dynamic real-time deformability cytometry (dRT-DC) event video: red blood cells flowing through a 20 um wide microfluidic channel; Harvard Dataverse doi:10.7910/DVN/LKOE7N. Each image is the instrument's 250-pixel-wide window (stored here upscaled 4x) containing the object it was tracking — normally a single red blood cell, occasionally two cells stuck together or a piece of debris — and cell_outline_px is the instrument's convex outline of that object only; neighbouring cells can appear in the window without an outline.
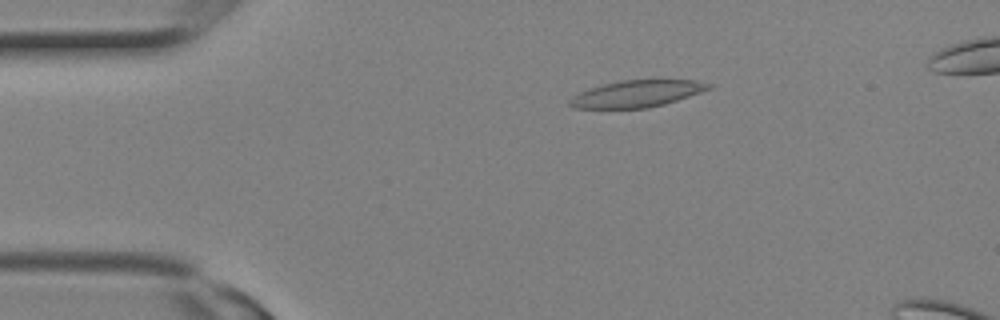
{"species": "Egyptian fruit bat (a non-hibernating species)", "species_latin": "Rousettus aegyptiacus", "temperature_condition": "room temperature", "stored_images_in_passage": 11, "camera_frame_rate_fps": 3000, "um_per_image_px": 0.085, "animal": {"sex": "female"}, "frame": {"image": 1, "passage_image": 5, "time_ms": 1.333, "image_size_px": [1000, 320], "cell_outline_px": [[712, 88], [664, 104], [648, 108], [576, 108], [568, 104], [568, 100], [572, 96], [580, 92], [604, 84], [620, 80], [696, 80], [712, 84]], "centroid_in_image_um": [54.13, 7.96], "position_along_channel_um": 30.9, "area_um2": 21.44}}
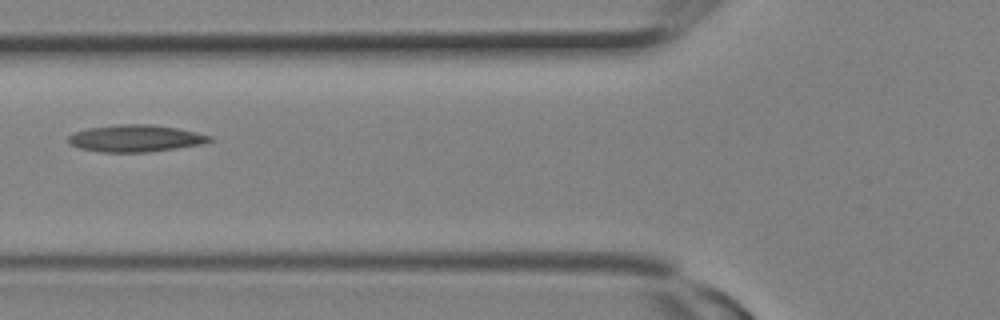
{"frame": {"image": 2, "passage_image": 10, "time_ms": 3.0, "image_size_px": [1000, 320], "cell_outline_px": [[212, 140], [204, 144], [148, 152], [100, 152], [80, 148], [68, 144], [68, 136], [76, 132], [88, 128], [116, 124], [152, 124], [176, 128], [196, 132], [212, 136]], "centroid_in_image_um": [11.52, 11.76], "position_along_channel_um": 114.3, "area_um2": 22.25}}